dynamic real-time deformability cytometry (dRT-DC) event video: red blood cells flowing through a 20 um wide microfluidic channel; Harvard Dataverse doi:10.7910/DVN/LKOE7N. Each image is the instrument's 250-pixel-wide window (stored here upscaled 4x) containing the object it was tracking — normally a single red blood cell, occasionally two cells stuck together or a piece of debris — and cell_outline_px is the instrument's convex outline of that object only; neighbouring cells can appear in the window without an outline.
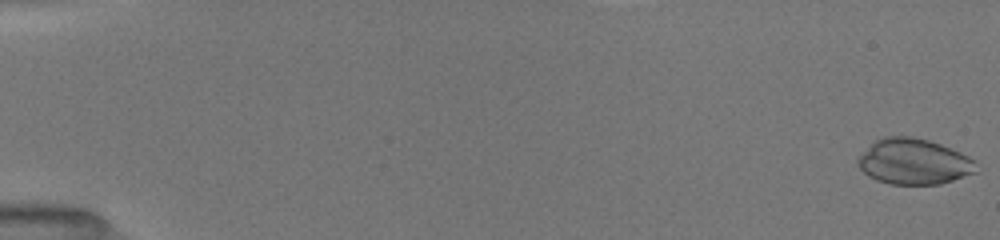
{"species": "common noctule bat (a hibernating species)", "species_latin": "Nyctalus noctula", "temperature_condition": "room temperature", "stored_images_in_passage": 46, "camera_frame_rate_fps": 3000, "um_per_image_px": 0.085, "animal": {"sex": "female", "body_mass_g": 19.5, "forearm_length_mm": 54.1}, "frame": {"image": 1, "passage_image": 1, "time_ms": 0.0, "image_size_px": [1000, 240], "cell_outline_px": [[976, 172], [940, 184], [892, 184], [876, 180], [868, 176], [856, 164], [856, 160], [876, 140], [884, 136], [912, 136], [928, 140], [940, 144], [960, 152], [968, 156], [972, 160]], "centroid_in_image_um": [77.64, 13.73], "position_along_channel_um": 7.4, "area_um2": 31.1}}